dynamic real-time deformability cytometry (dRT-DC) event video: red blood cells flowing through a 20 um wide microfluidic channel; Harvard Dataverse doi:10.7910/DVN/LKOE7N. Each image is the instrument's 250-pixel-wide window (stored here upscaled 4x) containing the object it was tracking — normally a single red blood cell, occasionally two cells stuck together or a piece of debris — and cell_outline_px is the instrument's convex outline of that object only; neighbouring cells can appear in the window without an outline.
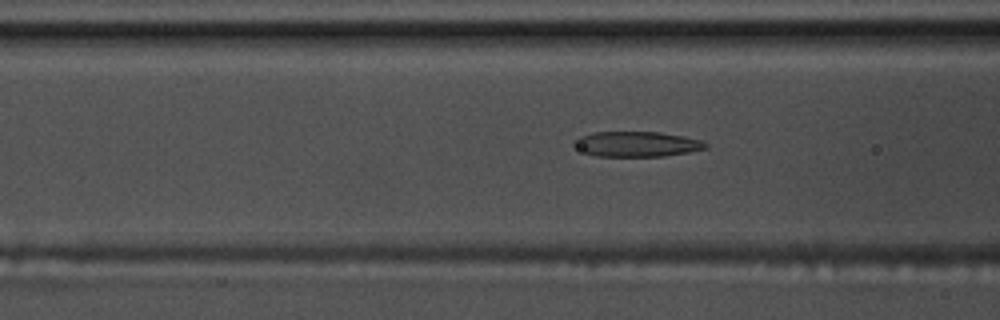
{"species": "common noctule bat (a hibernating species)", "species_latin": "Nyctalus noctula", "temperature_condition": "warm", "stored_images_in_passage": 57, "camera_frame_rate_fps": 3000, "um_per_image_px": 0.085, "animal": {"sex": "male", "body_mass_g": 17.5, "forearm_length_mm": 52.3}, "frame": {"image": 1, "passage_image": 22, "time_ms": 7.0, "image_size_px": [1000, 320], "cell_outline_px": [[708, 148], [688, 152], [664, 156], [596, 156], [584, 152], [572, 144], [572, 140], [580, 136], [596, 132], [660, 132], [700, 140], [708, 144]], "centroid_in_image_um": [54.1, 12.25], "position_along_channel_um": 112.5, "area_um2": 19.19}}
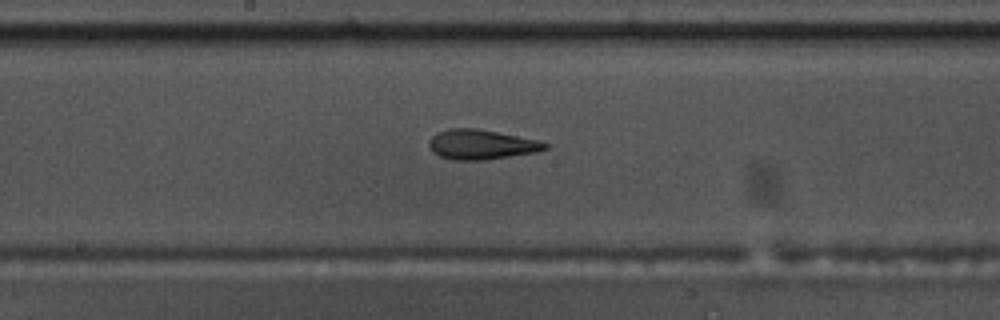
{"frame": {"image": 2, "passage_image": 30, "time_ms": 9.667, "image_size_px": [1000, 320], "cell_outline_px": [[548, 148], [536, 152], [484, 160], [452, 160], [440, 156], [432, 152], [428, 144], [428, 140], [436, 132], [448, 128], [476, 128], [540, 140], [548, 144]], "centroid_in_image_um": [40.88, 12.28], "position_along_channel_um": 207.3, "area_um2": 20.29}}
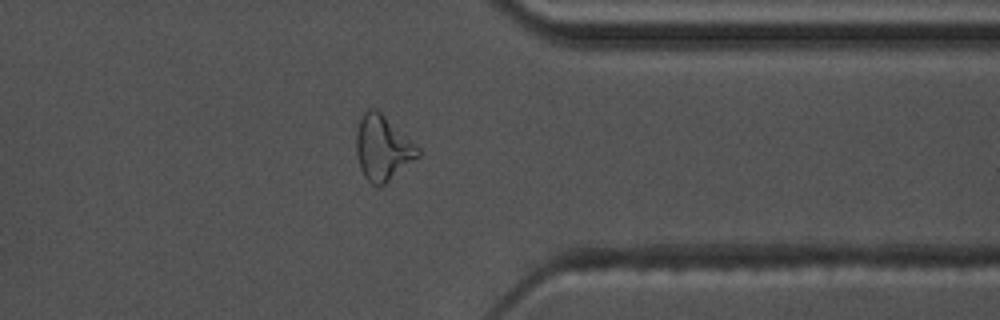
{"frame": {"image": 3, "passage_image": 45, "time_ms": 14.667, "image_size_px": [1000, 320], "cell_outline_px": [[420, 156], [384, 184], [376, 188], [364, 176], [360, 168], [356, 152], [356, 132], [360, 116], [368, 108], [376, 108], [420, 148]], "centroid_in_image_um": [32.51, 12.57], "position_along_channel_um": 378.9, "area_um2": 23.35}, "authors_computed_cell_mechanics": {"area_um2": 20.808, "velocity_mm_per_s": 3.5641, "shape_relaxation_time_tau1_ms": 8.392, "shape_relaxation_time_tau2_ms": 2.7947, "deformation_change_tau1": 0.2609, "deformation_change_tau2": 0.1345}}